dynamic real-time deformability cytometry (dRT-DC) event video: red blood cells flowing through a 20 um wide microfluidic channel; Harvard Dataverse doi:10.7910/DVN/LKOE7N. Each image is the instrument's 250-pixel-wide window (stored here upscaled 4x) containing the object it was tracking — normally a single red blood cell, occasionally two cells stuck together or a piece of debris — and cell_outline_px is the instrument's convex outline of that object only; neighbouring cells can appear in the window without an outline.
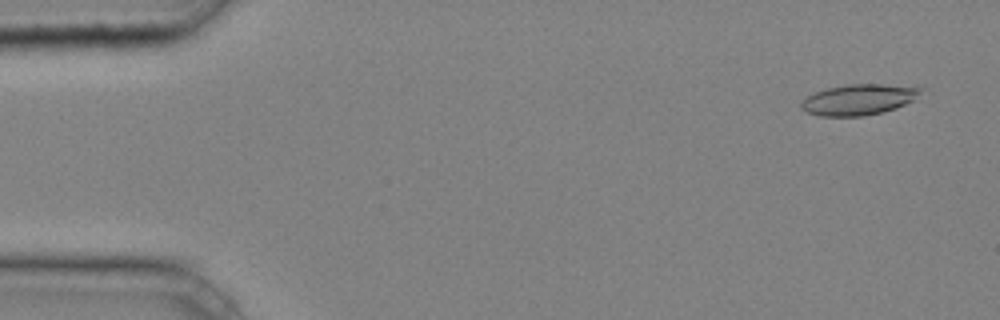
{"species": "common noctule bat (a hibernating species)", "species_latin": "Nyctalus noctula", "temperature_condition": "cold", "stored_images_in_passage": 42, "camera_frame_rate_fps": 3000, "um_per_image_px": 0.085, "animal": {"sex": "male", "body_mass_g": 20.4}, "frame": {"image": 1, "passage_image": 3, "time_ms": 0.667, "image_size_px": [1000, 320], "cell_outline_px": [[924, 88], [912, 100], [896, 108], [884, 112], [864, 116], [820, 116], [808, 112], [800, 108], [800, 104], [812, 92], [828, 88], [848, 84], [916, 84]], "centroid_in_image_um": [73.04, 8.44], "position_along_channel_um": 12.0, "area_um2": 21.73}}
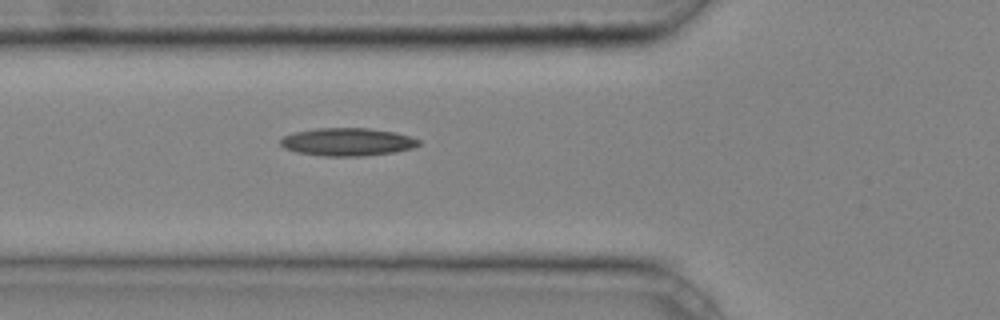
{"frame": {"image": 2, "passage_image": 17, "time_ms": 5.333, "image_size_px": [1000, 320], "cell_outline_px": [[420, 144], [412, 148], [396, 152], [364, 156], [324, 156], [296, 152], [284, 148], [280, 144], [280, 140], [284, 136], [292, 132], [316, 128], [368, 128], [396, 132], [420, 140]], "centroid_in_image_um": [29.51, 12.06], "position_along_channel_um": 96.3, "area_um2": 22.6}}
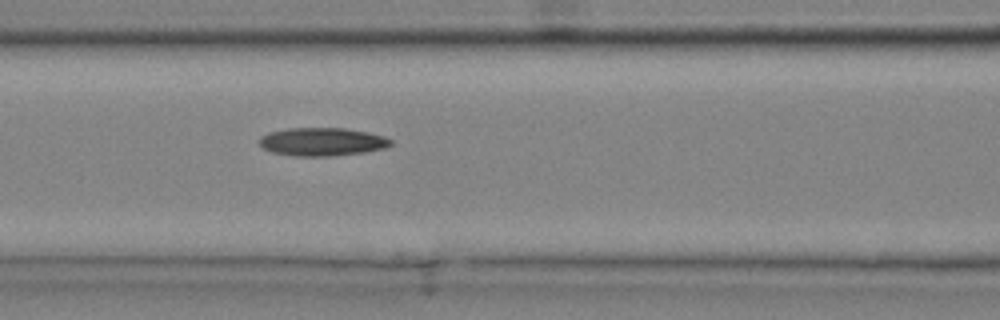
{"frame": {"image": 3, "passage_image": 20, "time_ms": 6.333, "image_size_px": [1000, 320], "cell_outline_px": [[392, 144], [384, 148], [364, 152], [332, 156], [296, 156], [272, 152], [264, 148], [260, 144], [260, 136], [268, 132], [288, 128], [344, 128], [368, 132], [384, 136], [392, 140]], "centroid_in_image_um": [27.38, 12.04], "position_along_channel_um": 139.2, "area_um2": 21.56}}